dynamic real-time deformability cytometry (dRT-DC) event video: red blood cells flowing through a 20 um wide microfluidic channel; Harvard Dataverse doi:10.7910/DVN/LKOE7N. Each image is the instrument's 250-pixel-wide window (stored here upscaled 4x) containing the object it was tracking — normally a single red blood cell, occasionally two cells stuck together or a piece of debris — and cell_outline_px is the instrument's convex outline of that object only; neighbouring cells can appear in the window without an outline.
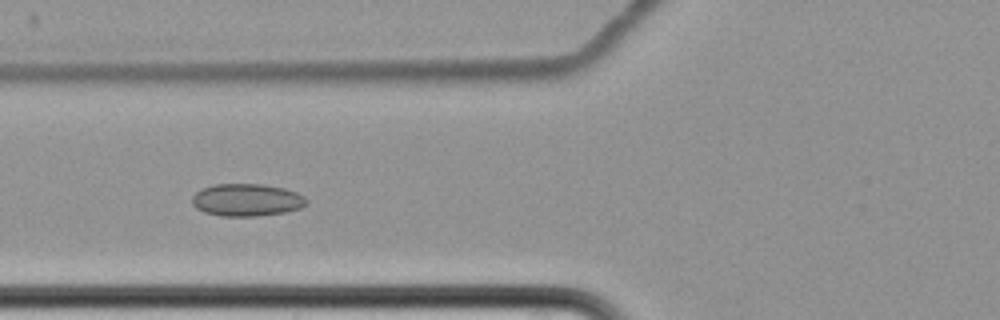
{"species": "common noctule bat (a hibernating species)", "species_latin": "Nyctalus noctula", "temperature_condition": "cold", "stored_images_in_passage": 8, "camera_frame_rate_fps": 3000, "um_per_image_px": 0.085, "animal": {"sex": "female", "body_mass_g": 22.7, "forearm_length_mm": 54.2}, "frame": {"image": 1, "passage_image": 8, "time_ms": 8.667, "image_size_px": [1000, 320], "cell_outline_px": [[308, 204], [300, 208], [284, 212], [256, 216], [220, 216], [204, 212], [196, 208], [192, 204], [192, 196], [200, 188], [216, 184], [264, 184], [284, 188], [296, 192], [304, 196], [308, 200]], "centroid_in_image_um": [20.96, 16.99], "position_along_channel_um": 104.8, "area_um2": 21.79}}